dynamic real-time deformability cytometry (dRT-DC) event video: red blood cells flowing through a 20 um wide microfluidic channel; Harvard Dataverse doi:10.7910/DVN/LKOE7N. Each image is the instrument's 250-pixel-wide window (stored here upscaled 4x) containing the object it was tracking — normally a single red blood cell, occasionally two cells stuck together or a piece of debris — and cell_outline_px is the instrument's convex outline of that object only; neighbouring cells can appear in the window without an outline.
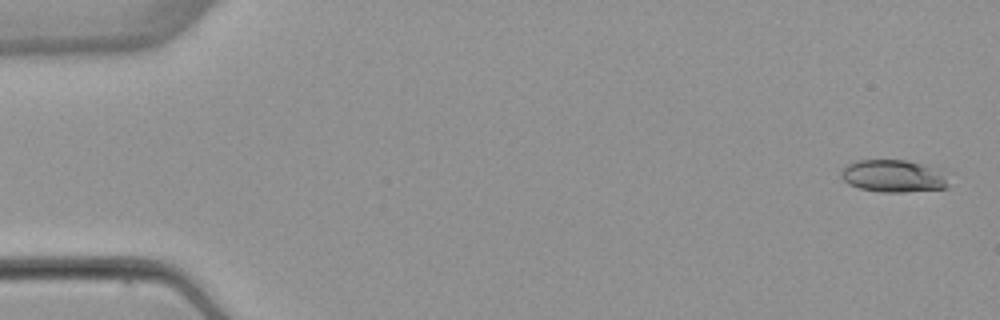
{"species": "common noctule bat (a hibernating species)", "species_latin": "Nyctalus noctula", "temperature_condition": "warm", "stored_images_in_passage": 4, "camera_frame_rate_fps": 3000, "um_per_image_px": 0.085, "animal": {"sex": "female", "body_mass_g": 22.7, "forearm_length_mm": 54.2}, "frame": {"image": 1, "passage_image": 1, "time_ms": 0.0, "image_size_px": [1000, 320], "cell_outline_px": [[952, 172], [948, 188], [904, 192], [880, 192], [860, 188], [848, 184], [840, 176], [840, 172], [848, 164], [856, 160], [908, 160], [944, 168]], "centroid_in_image_um": [76.11, 14.95], "position_along_channel_um": 8.9, "area_um2": 21.21}}
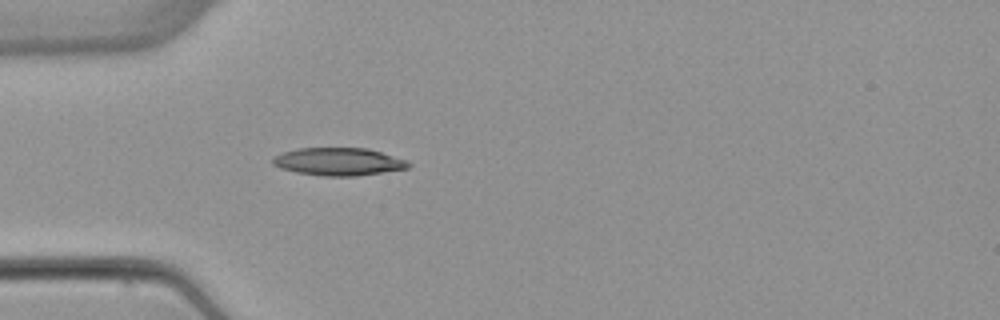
{"frame": {"image": 2, "passage_image": 4, "time_ms": 4.667, "image_size_px": [1000, 320], "cell_outline_px": [[412, 164], [408, 168], [356, 176], [324, 176], [296, 172], [280, 168], [272, 164], [272, 160], [276, 156], [284, 152], [296, 148], [368, 148], [404, 160]], "centroid_in_image_um": [28.75, 13.74], "position_along_channel_um": 56.3, "area_um2": 21.68}}